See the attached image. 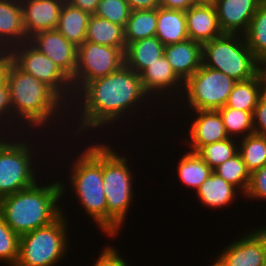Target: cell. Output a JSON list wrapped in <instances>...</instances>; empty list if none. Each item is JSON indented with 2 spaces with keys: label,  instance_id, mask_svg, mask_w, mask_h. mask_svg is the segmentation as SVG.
I'll return each instance as SVG.
<instances>
[{
  "label": "cell",
  "instance_id": "1f68e13d",
  "mask_svg": "<svg viewBox=\"0 0 266 266\" xmlns=\"http://www.w3.org/2000/svg\"><path fill=\"white\" fill-rule=\"evenodd\" d=\"M213 172L226 182L235 186L244 196L249 185L251 173L247 169L239 153L218 165L213 169Z\"/></svg>",
  "mask_w": 266,
  "mask_h": 266
},
{
  "label": "cell",
  "instance_id": "7dc6e473",
  "mask_svg": "<svg viewBox=\"0 0 266 266\" xmlns=\"http://www.w3.org/2000/svg\"><path fill=\"white\" fill-rule=\"evenodd\" d=\"M195 5L198 4H211L214 0H192Z\"/></svg>",
  "mask_w": 266,
  "mask_h": 266
},
{
  "label": "cell",
  "instance_id": "b9f144b4",
  "mask_svg": "<svg viewBox=\"0 0 266 266\" xmlns=\"http://www.w3.org/2000/svg\"><path fill=\"white\" fill-rule=\"evenodd\" d=\"M72 6H75L82 11L89 13L90 15H94L97 5L100 0H65Z\"/></svg>",
  "mask_w": 266,
  "mask_h": 266
},
{
  "label": "cell",
  "instance_id": "30bf717a",
  "mask_svg": "<svg viewBox=\"0 0 266 266\" xmlns=\"http://www.w3.org/2000/svg\"><path fill=\"white\" fill-rule=\"evenodd\" d=\"M8 57L24 72L49 86L68 106L73 102L72 80L29 41L13 46Z\"/></svg>",
  "mask_w": 266,
  "mask_h": 266
},
{
  "label": "cell",
  "instance_id": "44dd1931",
  "mask_svg": "<svg viewBox=\"0 0 266 266\" xmlns=\"http://www.w3.org/2000/svg\"><path fill=\"white\" fill-rule=\"evenodd\" d=\"M26 41L20 0H0V44L9 51Z\"/></svg>",
  "mask_w": 266,
  "mask_h": 266
},
{
  "label": "cell",
  "instance_id": "8fae6325",
  "mask_svg": "<svg viewBox=\"0 0 266 266\" xmlns=\"http://www.w3.org/2000/svg\"><path fill=\"white\" fill-rule=\"evenodd\" d=\"M126 47H113L84 41L77 46L76 68L71 79L76 94L86 83L119 70Z\"/></svg>",
  "mask_w": 266,
  "mask_h": 266
},
{
  "label": "cell",
  "instance_id": "ee69618b",
  "mask_svg": "<svg viewBox=\"0 0 266 266\" xmlns=\"http://www.w3.org/2000/svg\"><path fill=\"white\" fill-rule=\"evenodd\" d=\"M211 259H213V260H211L209 262H212V263L211 264L209 263L208 266H226L216 254L213 258L211 257Z\"/></svg>",
  "mask_w": 266,
  "mask_h": 266
},
{
  "label": "cell",
  "instance_id": "f1b7e54d",
  "mask_svg": "<svg viewBox=\"0 0 266 266\" xmlns=\"http://www.w3.org/2000/svg\"><path fill=\"white\" fill-rule=\"evenodd\" d=\"M238 153L251 172L266 165V135L252 133L238 139Z\"/></svg>",
  "mask_w": 266,
  "mask_h": 266
},
{
  "label": "cell",
  "instance_id": "e0dca14e",
  "mask_svg": "<svg viewBox=\"0 0 266 266\" xmlns=\"http://www.w3.org/2000/svg\"><path fill=\"white\" fill-rule=\"evenodd\" d=\"M27 38L57 27L65 0H20Z\"/></svg>",
  "mask_w": 266,
  "mask_h": 266
},
{
  "label": "cell",
  "instance_id": "8d00e7d4",
  "mask_svg": "<svg viewBox=\"0 0 266 266\" xmlns=\"http://www.w3.org/2000/svg\"><path fill=\"white\" fill-rule=\"evenodd\" d=\"M245 201H266V165L251 172L249 185L244 194ZM247 199V200H246Z\"/></svg>",
  "mask_w": 266,
  "mask_h": 266
},
{
  "label": "cell",
  "instance_id": "277c9868",
  "mask_svg": "<svg viewBox=\"0 0 266 266\" xmlns=\"http://www.w3.org/2000/svg\"><path fill=\"white\" fill-rule=\"evenodd\" d=\"M50 137V135L40 132H24L5 134L0 139V198L33 186L41 179L40 176L45 175L42 169L44 164L49 169L53 168L52 163L46 161V158L49 157L48 154L52 153V149L51 151L49 149L50 145L53 146L55 142V139ZM46 151H48L47 154ZM42 153L44 154L42 155ZM45 155L47 157L43 158ZM43 161L45 162L43 163Z\"/></svg>",
  "mask_w": 266,
  "mask_h": 266
},
{
  "label": "cell",
  "instance_id": "ffe728a7",
  "mask_svg": "<svg viewBox=\"0 0 266 266\" xmlns=\"http://www.w3.org/2000/svg\"><path fill=\"white\" fill-rule=\"evenodd\" d=\"M193 196L196 197V200L198 199L201 206L205 205L211 210L225 209V207H230L231 204L233 207V204L238 201V197H241L240 199L244 197L235 186L226 182L214 172L211 173L210 177L204 181Z\"/></svg>",
  "mask_w": 266,
  "mask_h": 266
},
{
  "label": "cell",
  "instance_id": "f546056e",
  "mask_svg": "<svg viewBox=\"0 0 266 266\" xmlns=\"http://www.w3.org/2000/svg\"><path fill=\"white\" fill-rule=\"evenodd\" d=\"M243 36L258 59L266 57V0L260 2Z\"/></svg>",
  "mask_w": 266,
  "mask_h": 266
},
{
  "label": "cell",
  "instance_id": "7a4b0ae2",
  "mask_svg": "<svg viewBox=\"0 0 266 266\" xmlns=\"http://www.w3.org/2000/svg\"><path fill=\"white\" fill-rule=\"evenodd\" d=\"M2 73L12 106V134L40 132L55 140L69 138V106L49 86L22 71L8 56L3 58Z\"/></svg>",
  "mask_w": 266,
  "mask_h": 266
},
{
  "label": "cell",
  "instance_id": "6da1fadb",
  "mask_svg": "<svg viewBox=\"0 0 266 266\" xmlns=\"http://www.w3.org/2000/svg\"><path fill=\"white\" fill-rule=\"evenodd\" d=\"M153 107L156 110L160 106L145 92L140 75L124 64L119 70L86 83L74 95L69 105V138L96 140L107 136V139L111 133L112 137L119 132L118 128H125L126 123L132 126L141 118L151 122L148 113L157 115ZM145 111L150 120L142 115Z\"/></svg>",
  "mask_w": 266,
  "mask_h": 266
},
{
  "label": "cell",
  "instance_id": "d4e9b609",
  "mask_svg": "<svg viewBox=\"0 0 266 266\" xmlns=\"http://www.w3.org/2000/svg\"><path fill=\"white\" fill-rule=\"evenodd\" d=\"M90 16L89 13L65 1L62 5L59 21L55 29L75 46H80L86 39Z\"/></svg>",
  "mask_w": 266,
  "mask_h": 266
},
{
  "label": "cell",
  "instance_id": "484cf974",
  "mask_svg": "<svg viewBox=\"0 0 266 266\" xmlns=\"http://www.w3.org/2000/svg\"><path fill=\"white\" fill-rule=\"evenodd\" d=\"M85 41L105 46L126 47L124 28L96 15H91L88 20Z\"/></svg>",
  "mask_w": 266,
  "mask_h": 266
},
{
  "label": "cell",
  "instance_id": "ab89813d",
  "mask_svg": "<svg viewBox=\"0 0 266 266\" xmlns=\"http://www.w3.org/2000/svg\"><path fill=\"white\" fill-rule=\"evenodd\" d=\"M131 11L150 10L160 7V0H126Z\"/></svg>",
  "mask_w": 266,
  "mask_h": 266
},
{
  "label": "cell",
  "instance_id": "7c38bea8",
  "mask_svg": "<svg viewBox=\"0 0 266 266\" xmlns=\"http://www.w3.org/2000/svg\"><path fill=\"white\" fill-rule=\"evenodd\" d=\"M139 75L145 92L160 106L157 110L161 111L159 115L161 113L166 115V106H168L167 111H169L180 99L183 93L184 82L173 71L164 55L145 68Z\"/></svg>",
  "mask_w": 266,
  "mask_h": 266
},
{
  "label": "cell",
  "instance_id": "d590c367",
  "mask_svg": "<svg viewBox=\"0 0 266 266\" xmlns=\"http://www.w3.org/2000/svg\"><path fill=\"white\" fill-rule=\"evenodd\" d=\"M0 129L5 134H12V106L7 80L0 75Z\"/></svg>",
  "mask_w": 266,
  "mask_h": 266
},
{
  "label": "cell",
  "instance_id": "f35d334b",
  "mask_svg": "<svg viewBox=\"0 0 266 266\" xmlns=\"http://www.w3.org/2000/svg\"><path fill=\"white\" fill-rule=\"evenodd\" d=\"M255 134L266 135V94L262 93L253 112Z\"/></svg>",
  "mask_w": 266,
  "mask_h": 266
},
{
  "label": "cell",
  "instance_id": "4316f807",
  "mask_svg": "<svg viewBox=\"0 0 266 266\" xmlns=\"http://www.w3.org/2000/svg\"><path fill=\"white\" fill-rule=\"evenodd\" d=\"M262 93L259 76L246 81H237L225 106L253 113Z\"/></svg>",
  "mask_w": 266,
  "mask_h": 266
},
{
  "label": "cell",
  "instance_id": "cb8c5ba5",
  "mask_svg": "<svg viewBox=\"0 0 266 266\" xmlns=\"http://www.w3.org/2000/svg\"><path fill=\"white\" fill-rule=\"evenodd\" d=\"M155 36L166 46L187 39L186 14L182 10L157 8V26Z\"/></svg>",
  "mask_w": 266,
  "mask_h": 266
},
{
  "label": "cell",
  "instance_id": "f6af8a7d",
  "mask_svg": "<svg viewBox=\"0 0 266 266\" xmlns=\"http://www.w3.org/2000/svg\"><path fill=\"white\" fill-rule=\"evenodd\" d=\"M261 226V227H259ZM257 227H255L254 229L263 237L264 241H265V245H266V225H259Z\"/></svg>",
  "mask_w": 266,
  "mask_h": 266
},
{
  "label": "cell",
  "instance_id": "9a60e30c",
  "mask_svg": "<svg viewBox=\"0 0 266 266\" xmlns=\"http://www.w3.org/2000/svg\"><path fill=\"white\" fill-rule=\"evenodd\" d=\"M29 42L56 63L70 79L74 77L77 46L59 31L56 29L40 31L31 36Z\"/></svg>",
  "mask_w": 266,
  "mask_h": 266
},
{
  "label": "cell",
  "instance_id": "5bb4252c",
  "mask_svg": "<svg viewBox=\"0 0 266 266\" xmlns=\"http://www.w3.org/2000/svg\"><path fill=\"white\" fill-rule=\"evenodd\" d=\"M243 232L234 236V241L225 243L227 245L216 252L217 256L226 266H265L266 245L263 237L254 227Z\"/></svg>",
  "mask_w": 266,
  "mask_h": 266
},
{
  "label": "cell",
  "instance_id": "7402d4cb",
  "mask_svg": "<svg viewBox=\"0 0 266 266\" xmlns=\"http://www.w3.org/2000/svg\"><path fill=\"white\" fill-rule=\"evenodd\" d=\"M165 45L156 37H148L126 46L124 52L125 65L140 74L164 55Z\"/></svg>",
  "mask_w": 266,
  "mask_h": 266
},
{
  "label": "cell",
  "instance_id": "ba28073f",
  "mask_svg": "<svg viewBox=\"0 0 266 266\" xmlns=\"http://www.w3.org/2000/svg\"><path fill=\"white\" fill-rule=\"evenodd\" d=\"M258 61L242 34L223 33L202 44V65L220 71L235 81L258 76Z\"/></svg>",
  "mask_w": 266,
  "mask_h": 266
},
{
  "label": "cell",
  "instance_id": "52a82bcc",
  "mask_svg": "<svg viewBox=\"0 0 266 266\" xmlns=\"http://www.w3.org/2000/svg\"><path fill=\"white\" fill-rule=\"evenodd\" d=\"M65 203L62 199V214L55 221L20 236L19 255L15 266H58L66 261L65 257L72 250V237L69 236L72 228H68L71 227V222L70 218L66 217L69 211L65 209Z\"/></svg>",
  "mask_w": 266,
  "mask_h": 266
},
{
  "label": "cell",
  "instance_id": "c3c4849f",
  "mask_svg": "<svg viewBox=\"0 0 266 266\" xmlns=\"http://www.w3.org/2000/svg\"><path fill=\"white\" fill-rule=\"evenodd\" d=\"M3 72V58L0 59V75L2 74Z\"/></svg>",
  "mask_w": 266,
  "mask_h": 266
},
{
  "label": "cell",
  "instance_id": "7bdbcfd3",
  "mask_svg": "<svg viewBox=\"0 0 266 266\" xmlns=\"http://www.w3.org/2000/svg\"><path fill=\"white\" fill-rule=\"evenodd\" d=\"M258 76L261 82L262 92L266 94V57L258 61Z\"/></svg>",
  "mask_w": 266,
  "mask_h": 266
},
{
  "label": "cell",
  "instance_id": "3957f363",
  "mask_svg": "<svg viewBox=\"0 0 266 266\" xmlns=\"http://www.w3.org/2000/svg\"><path fill=\"white\" fill-rule=\"evenodd\" d=\"M87 141L88 142H86V139H79L78 144L75 145V143L77 142L76 139H59V142L57 139V141L55 140L54 142V146L56 148L54 146L50 148L53 149V151L52 156H50L49 158L54 157V160L52 159L51 163L54 162L55 164H59L58 162L62 163V161L66 163L69 162V165H66L67 167L64 166L63 169L61 167L59 168L63 170L61 172L65 173V171H67L69 173L68 174L66 172L64 175L65 177L62 175L63 179H59L61 184L62 198L64 200L68 199L66 198V196L69 195V193L71 192L70 195H73L71 201L78 202L75 204H78L80 206V212L81 210H83L82 213L83 215H85L84 217H90V221L92 220V223L94 222L95 225H97L96 227L101 232V234H105L104 237H106L107 202L103 183V139H96V141L95 139H92V141L91 139H87ZM69 142L72 146H70ZM57 145H59V147ZM76 147L80 148L77 149ZM68 149H71L72 151H74V153L71 150L68 151ZM55 150L57 153L54 152ZM65 151H68V154L64 155L63 153ZM58 154H60V156ZM66 155L68 157H66ZM69 155L72 157H69ZM57 157L59 158L56 160ZM64 157L66 160H62V158ZM74 198L76 201L73 200Z\"/></svg>",
  "mask_w": 266,
  "mask_h": 266
},
{
  "label": "cell",
  "instance_id": "4dcf8cb0",
  "mask_svg": "<svg viewBox=\"0 0 266 266\" xmlns=\"http://www.w3.org/2000/svg\"><path fill=\"white\" fill-rule=\"evenodd\" d=\"M229 137L240 139L254 133L253 113L227 106L217 110Z\"/></svg>",
  "mask_w": 266,
  "mask_h": 266
},
{
  "label": "cell",
  "instance_id": "5b68a950",
  "mask_svg": "<svg viewBox=\"0 0 266 266\" xmlns=\"http://www.w3.org/2000/svg\"><path fill=\"white\" fill-rule=\"evenodd\" d=\"M44 176L31 187L0 198V215L19 236L52 223L62 214L60 181L51 175L47 181L46 172Z\"/></svg>",
  "mask_w": 266,
  "mask_h": 266
},
{
  "label": "cell",
  "instance_id": "60d3db41",
  "mask_svg": "<svg viewBox=\"0 0 266 266\" xmlns=\"http://www.w3.org/2000/svg\"><path fill=\"white\" fill-rule=\"evenodd\" d=\"M193 5L192 0H160V7L166 9L187 11Z\"/></svg>",
  "mask_w": 266,
  "mask_h": 266
},
{
  "label": "cell",
  "instance_id": "bcb514c9",
  "mask_svg": "<svg viewBox=\"0 0 266 266\" xmlns=\"http://www.w3.org/2000/svg\"><path fill=\"white\" fill-rule=\"evenodd\" d=\"M8 56V51L0 44V59L6 58Z\"/></svg>",
  "mask_w": 266,
  "mask_h": 266
},
{
  "label": "cell",
  "instance_id": "d6a6232c",
  "mask_svg": "<svg viewBox=\"0 0 266 266\" xmlns=\"http://www.w3.org/2000/svg\"><path fill=\"white\" fill-rule=\"evenodd\" d=\"M196 153L213 170L238 153V139L229 137L223 141L202 146Z\"/></svg>",
  "mask_w": 266,
  "mask_h": 266
},
{
  "label": "cell",
  "instance_id": "d6986e66",
  "mask_svg": "<svg viewBox=\"0 0 266 266\" xmlns=\"http://www.w3.org/2000/svg\"><path fill=\"white\" fill-rule=\"evenodd\" d=\"M185 14L189 39L203 44L223 34L213 3L193 5Z\"/></svg>",
  "mask_w": 266,
  "mask_h": 266
},
{
  "label": "cell",
  "instance_id": "e575fe53",
  "mask_svg": "<svg viewBox=\"0 0 266 266\" xmlns=\"http://www.w3.org/2000/svg\"><path fill=\"white\" fill-rule=\"evenodd\" d=\"M130 14L131 9L126 0H100L94 15L125 29Z\"/></svg>",
  "mask_w": 266,
  "mask_h": 266
},
{
  "label": "cell",
  "instance_id": "83f0119b",
  "mask_svg": "<svg viewBox=\"0 0 266 266\" xmlns=\"http://www.w3.org/2000/svg\"><path fill=\"white\" fill-rule=\"evenodd\" d=\"M157 8L131 11L125 31L126 46L131 42L155 36Z\"/></svg>",
  "mask_w": 266,
  "mask_h": 266
},
{
  "label": "cell",
  "instance_id": "603a6c76",
  "mask_svg": "<svg viewBox=\"0 0 266 266\" xmlns=\"http://www.w3.org/2000/svg\"><path fill=\"white\" fill-rule=\"evenodd\" d=\"M185 150L182 155L179 154L181 157L175 163L177 165L175 175L177 174L176 177L178 176L181 187L185 186L196 193L213 170L196 152Z\"/></svg>",
  "mask_w": 266,
  "mask_h": 266
},
{
  "label": "cell",
  "instance_id": "8992f818",
  "mask_svg": "<svg viewBox=\"0 0 266 266\" xmlns=\"http://www.w3.org/2000/svg\"><path fill=\"white\" fill-rule=\"evenodd\" d=\"M110 138L103 141V183L107 202V237L114 239L125 227L135 201L136 176L133 171L135 168L129 164L131 158L119 152L120 147H112L114 142Z\"/></svg>",
  "mask_w": 266,
  "mask_h": 266
},
{
  "label": "cell",
  "instance_id": "4fadbf2b",
  "mask_svg": "<svg viewBox=\"0 0 266 266\" xmlns=\"http://www.w3.org/2000/svg\"><path fill=\"white\" fill-rule=\"evenodd\" d=\"M185 113L184 118L190 121L185 123L187 125L185 127L188 128L181 132L182 134L186 132L184 140L180 136V140L185 142H180L181 146H185V149L197 152L202 146L229 138L222 117L217 110H195Z\"/></svg>",
  "mask_w": 266,
  "mask_h": 266
},
{
  "label": "cell",
  "instance_id": "9c48e42d",
  "mask_svg": "<svg viewBox=\"0 0 266 266\" xmlns=\"http://www.w3.org/2000/svg\"><path fill=\"white\" fill-rule=\"evenodd\" d=\"M236 82L237 81L233 78L220 71L201 65V67L184 82L183 93L180 99L174 104L170 111H166V114H170L168 116L172 118L171 111L173 109L176 113L174 116L178 118L179 114L183 115L186 111L219 110L226 105L229 94ZM179 107L181 110H179ZM176 109L179 112H177Z\"/></svg>",
  "mask_w": 266,
  "mask_h": 266
},
{
  "label": "cell",
  "instance_id": "74e56055",
  "mask_svg": "<svg viewBox=\"0 0 266 266\" xmlns=\"http://www.w3.org/2000/svg\"><path fill=\"white\" fill-rule=\"evenodd\" d=\"M116 248L114 245H104L98 257L96 256V259L93 260L95 262L92 266H131L128 263L129 261L125 259V256Z\"/></svg>",
  "mask_w": 266,
  "mask_h": 266
},
{
  "label": "cell",
  "instance_id": "ac0fdd59",
  "mask_svg": "<svg viewBox=\"0 0 266 266\" xmlns=\"http://www.w3.org/2000/svg\"><path fill=\"white\" fill-rule=\"evenodd\" d=\"M164 56L176 75L185 82L202 65V44L192 39L166 45Z\"/></svg>",
  "mask_w": 266,
  "mask_h": 266
},
{
  "label": "cell",
  "instance_id": "681fc988",
  "mask_svg": "<svg viewBox=\"0 0 266 266\" xmlns=\"http://www.w3.org/2000/svg\"><path fill=\"white\" fill-rule=\"evenodd\" d=\"M5 135V133L0 129V139Z\"/></svg>",
  "mask_w": 266,
  "mask_h": 266
},
{
  "label": "cell",
  "instance_id": "2e32d148",
  "mask_svg": "<svg viewBox=\"0 0 266 266\" xmlns=\"http://www.w3.org/2000/svg\"><path fill=\"white\" fill-rule=\"evenodd\" d=\"M262 0H214L213 5L223 33L244 34Z\"/></svg>",
  "mask_w": 266,
  "mask_h": 266
},
{
  "label": "cell",
  "instance_id": "836d02e7",
  "mask_svg": "<svg viewBox=\"0 0 266 266\" xmlns=\"http://www.w3.org/2000/svg\"><path fill=\"white\" fill-rule=\"evenodd\" d=\"M20 236L17 235L0 215V264L15 266L19 255Z\"/></svg>",
  "mask_w": 266,
  "mask_h": 266
}]
</instances>
